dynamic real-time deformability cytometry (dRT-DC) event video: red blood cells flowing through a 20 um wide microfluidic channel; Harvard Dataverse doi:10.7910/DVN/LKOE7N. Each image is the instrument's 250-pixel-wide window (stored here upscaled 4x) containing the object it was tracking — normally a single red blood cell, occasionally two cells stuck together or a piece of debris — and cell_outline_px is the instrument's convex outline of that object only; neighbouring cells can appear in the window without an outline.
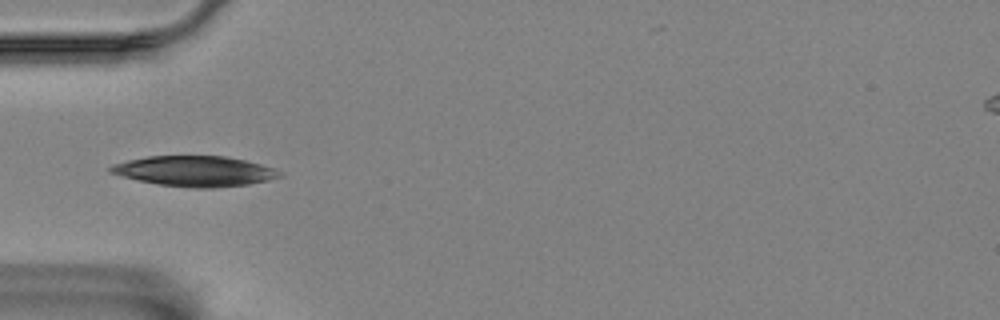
{"species": "Egyptian fruit bat (a non-hibernating species)", "species_latin": "Rousettus aegyptiacus", "temperature_condition": "room temperature", "stored_images_in_passage": 34, "camera_frame_rate_fps": 3000, "um_per_image_px": 0.085, "animal": {"sex": "female"}, "frame": {"image": 1, "passage_image": 1, "time_ms": 0.0, "image_size_px": [1000, 320], "cell_outline_px": [[280, 176], [268, 180], [248, 184], [216, 188], [192, 188], [160, 184], [120, 176], [108, 172], [108, 168], [112, 164], [128, 160], [148, 156], [224, 156], [244, 160], [260, 164], [272, 168], [280, 172]], "centroid_in_image_um": [16.51, 14.55], "position_along_channel_um": 68.5, "area_um2": 29.65}}
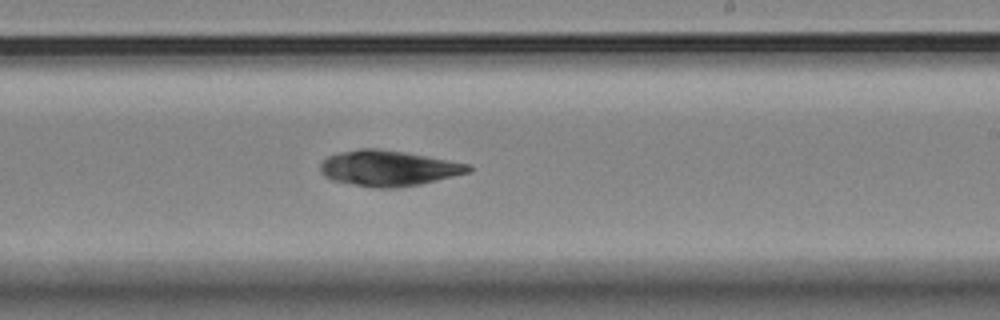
{"frame": {"image": 2, "passage_image": 17, "time_ms": 5.333, "image_size_px": [1000, 320], "cell_outline_px": [[472, 168], [468, 172], [420, 184], [396, 188], [372, 188], [332, 180], [324, 176], [320, 172], [320, 164], [328, 156], [336, 152], [360, 148], [376, 148], [404, 152], [468, 164]], "centroid_in_image_um": [32.93, 14.3], "position_along_channel_um": 256.1, "area_um2": 30.52}}
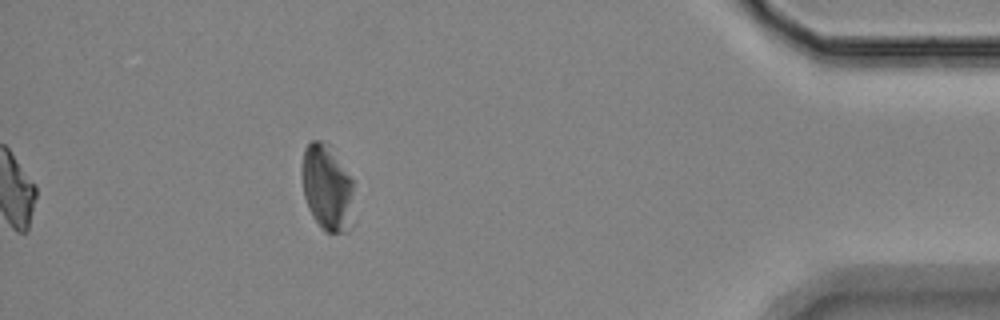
{"frame": {"image": 3, "passage_image": 34, "time_ms": 11.0, "image_size_px": [1000, 320], "cell_outline_px": [[352, 228], [348, 232], [324, 232], [320, 228], [312, 216], [308, 208], [304, 196], [300, 172], [300, 168], [304, 148], [308, 140], [320, 140], [352, 180]], "centroid_in_image_um": [27.74, 16.04], "position_along_channel_um": 407.5, "area_um2": 25.78}, "authors_computed_cell_mechanics": {"area_um2": 29.9693, "velocity_mm_per_s": 3.5018, "shape_relaxation_time_tau1_ms": 3.6048, "shape_relaxation_time_tau2_ms": null, "deformation_change_tau1": 0.0853, "deformation_change_tau2": null}}